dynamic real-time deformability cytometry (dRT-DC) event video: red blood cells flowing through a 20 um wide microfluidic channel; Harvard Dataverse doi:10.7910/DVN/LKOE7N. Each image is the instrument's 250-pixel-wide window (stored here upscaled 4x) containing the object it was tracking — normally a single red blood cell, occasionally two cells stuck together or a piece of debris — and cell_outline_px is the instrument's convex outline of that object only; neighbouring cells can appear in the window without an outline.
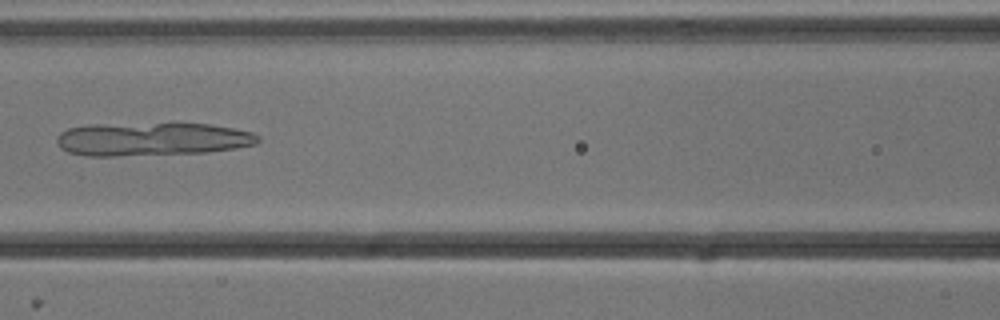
{"species": "common noctule bat (a hibernating species)", "species_latin": "Nyctalus noctula", "temperature_condition": "cold", "stored_images_in_passage": 51, "camera_frame_rate_fps": 3000, "um_per_image_px": 0.085, "animal": {"sex": "male", "body_mass_g": 13.3}, "frame": {"image": 1, "passage_image": 22, "time_ms": 7.0, "image_size_px": [1000, 320], "cell_outline_px": [[260, 140], [256, 144], [236, 148], [204, 152], [116, 156], [84, 156], [68, 152], [60, 148], [56, 140], [56, 136], [60, 132], [68, 128], [88, 124], [172, 120], [208, 124], [232, 128], [252, 132], [260, 136]], "centroid_in_image_um": [12.88, 11.77], "position_along_channel_um": 153.7, "area_um2": 40.75}}
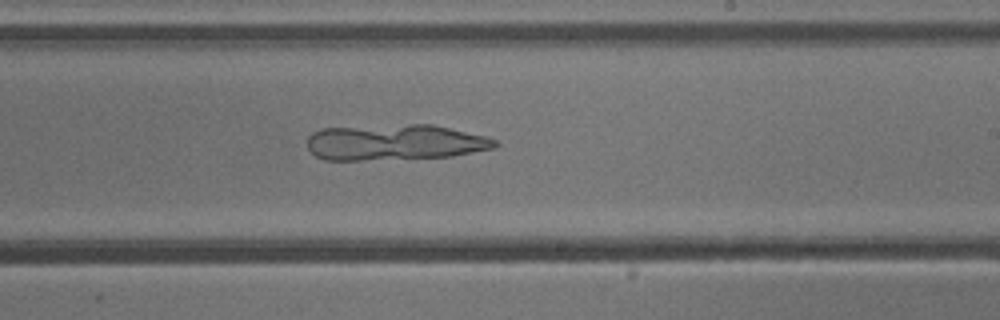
{"frame": {"image": 2, "passage_image": 30, "time_ms": 9.667, "image_size_px": [1000, 320], "cell_outline_px": [[500, 144], [496, 148], [452, 156], [360, 160], [324, 160], [316, 156], [308, 148], [308, 136], [312, 132], [320, 128], [408, 124], [432, 124], [484, 136], [496, 140]], "centroid_in_image_um": [33.55, 12.09], "position_along_channel_um": 255.4, "area_um2": 39.19}}
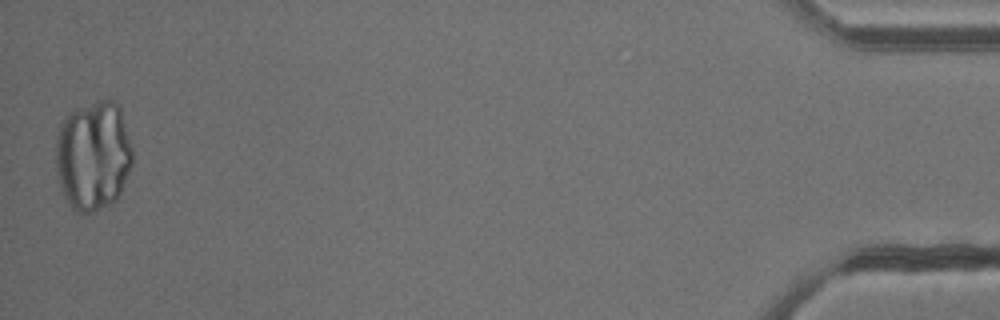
{"frame": {"image": 3, "passage_image": 51, "time_ms": 16.667, "image_size_px": [1000, 320], "cell_outline_px": [[132, 164], [120, 192], [116, 200], [96, 212], [76, 212], [68, 204], [60, 188], [56, 172], [56, 136], [60, 124], [68, 112], [76, 108], [96, 100], [116, 100], [120, 104], [132, 148]], "centroid_in_image_um": [7.91, 13.2], "position_along_channel_um": 427.3, "area_um2": 49.77}}